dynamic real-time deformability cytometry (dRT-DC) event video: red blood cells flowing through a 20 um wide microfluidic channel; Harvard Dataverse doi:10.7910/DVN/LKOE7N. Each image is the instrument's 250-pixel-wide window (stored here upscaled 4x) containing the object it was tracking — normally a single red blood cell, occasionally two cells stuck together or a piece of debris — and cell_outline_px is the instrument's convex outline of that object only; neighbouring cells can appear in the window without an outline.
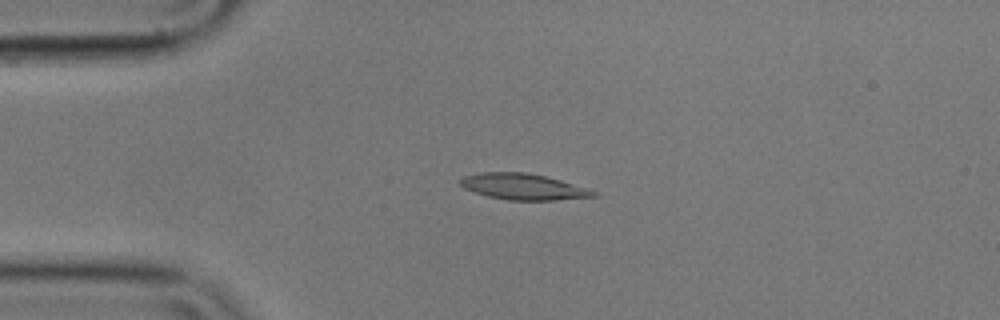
{"species": "common noctule bat (a hibernating species)", "species_latin": "Nyctalus noctula", "temperature_condition": "cold", "stored_images_in_passage": 3, "camera_frame_rate_fps": 3000, "um_per_image_px": 0.085, "animal": {"sex": "male", "body_mass_g": 17.9}, "frame": {"image": 1, "passage_image": 1, "time_ms": 0.0, "image_size_px": [1000, 320], "cell_outline_px": [[600, 196], [552, 200], [508, 200], [488, 196], [464, 188], [460, 184], [460, 180], [464, 176], [480, 172], [524, 172], [544, 176], [560, 180], [596, 192]], "centroid_in_image_um": [44.44, 15.87], "position_along_channel_um": 40.6, "area_um2": 19.88}}
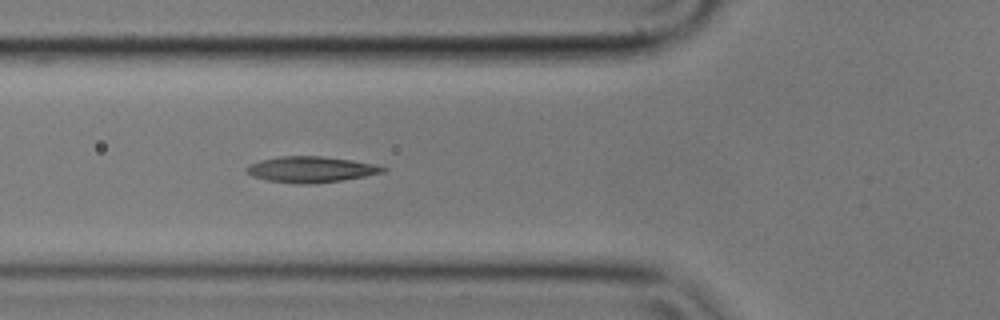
{"frame": {"image": 2, "passage_image": 3, "time_ms": 0.667, "image_size_px": [1000, 320], "cell_outline_px": [[388, 168], [384, 172], [364, 176], [340, 180], [308, 184], [300, 184], [268, 180], [252, 176], [244, 168], [248, 164], [260, 160], [280, 156], [320, 156], [352, 160], [376, 164]], "centroid_in_image_um": [26.41, 14.39], "position_along_channel_um": 99.4, "area_um2": 20.46}}